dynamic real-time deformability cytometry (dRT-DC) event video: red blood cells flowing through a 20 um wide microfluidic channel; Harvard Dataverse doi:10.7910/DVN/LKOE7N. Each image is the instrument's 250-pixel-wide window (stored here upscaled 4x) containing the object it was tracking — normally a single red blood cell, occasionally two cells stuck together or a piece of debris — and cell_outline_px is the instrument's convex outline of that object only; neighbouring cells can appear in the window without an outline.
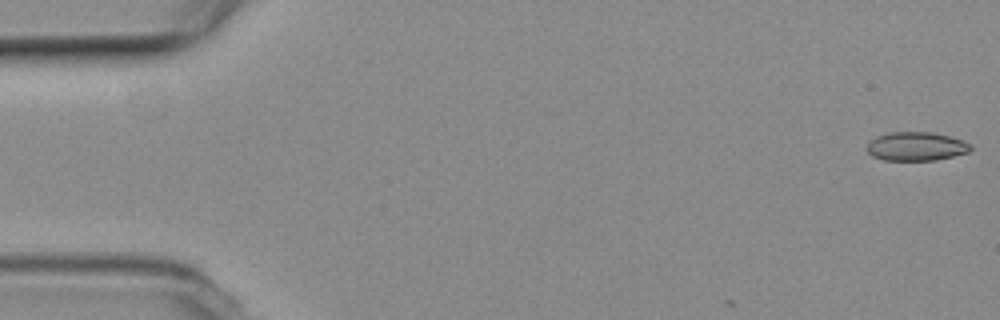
{"species": "common noctule bat (a hibernating species)", "species_latin": "Nyctalus noctula", "temperature_condition": "room temperature", "stored_images_in_passage": 6, "camera_frame_rate_fps": 3000, "um_per_image_px": 0.085, "animal": {"sex": "female", "body_mass_g": 19.3, "forearm_length_mm": 54.1}, "frame": {"image": 1, "passage_image": 1, "time_ms": 0.0, "image_size_px": [1000, 320], "cell_outline_px": [[972, 148], [968, 152], [936, 160], [884, 160], [872, 156], [868, 152], [868, 144], [876, 136], [892, 132], [928, 132], [948, 136], [960, 140], [968, 144]], "centroid_in_image_um": [77.84, 12.45], "position_along_channel_um": 7.2, "area_um2": 16.99}}